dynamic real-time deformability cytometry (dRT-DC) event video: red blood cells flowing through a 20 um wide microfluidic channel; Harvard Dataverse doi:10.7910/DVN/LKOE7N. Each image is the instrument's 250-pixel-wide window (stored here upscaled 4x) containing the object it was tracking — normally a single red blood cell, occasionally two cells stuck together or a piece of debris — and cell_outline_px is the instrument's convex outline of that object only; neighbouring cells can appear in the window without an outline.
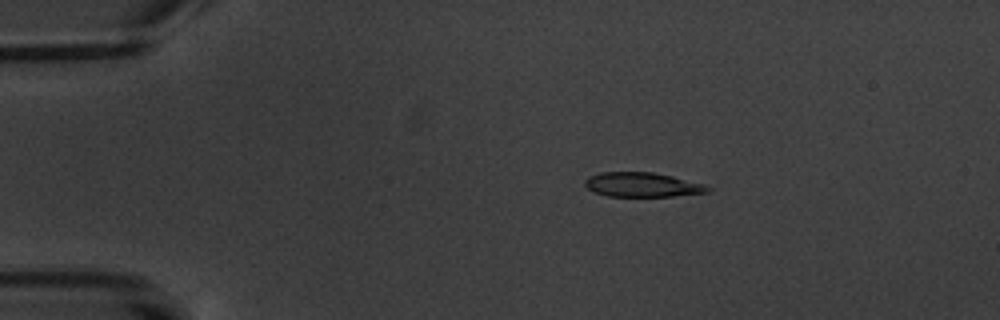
{"species": "common noctule bat (a hibernating species)", "species_latin": "Nyctalus noctula", "temperature_condition": "warm", "stored_images_in_passage": 6, "camera_frame_rate_fps": 3000, "um_per_image_px": 0.085, "animal": {"sex": "male", "body_mass_g": 20.1, "forearm_length_mm": 53.5}, "frame": {"image": 1, "passage_image": 4, "time_ms": 3.667, "image_size_px": [1000, 320], "cell_outline_px": [[712, 188], [708, 192], [672, 196], [608, 196], [596, 192], [588, 188], [584, 184], [584, 180], [588, 176], [600, 172], [652, 172], [672, 176], [704, 184]], "centroid_in_image_um": [54.58, 15.69], "position_along_channel_um": 30.4, "area_um2": 17.4}}